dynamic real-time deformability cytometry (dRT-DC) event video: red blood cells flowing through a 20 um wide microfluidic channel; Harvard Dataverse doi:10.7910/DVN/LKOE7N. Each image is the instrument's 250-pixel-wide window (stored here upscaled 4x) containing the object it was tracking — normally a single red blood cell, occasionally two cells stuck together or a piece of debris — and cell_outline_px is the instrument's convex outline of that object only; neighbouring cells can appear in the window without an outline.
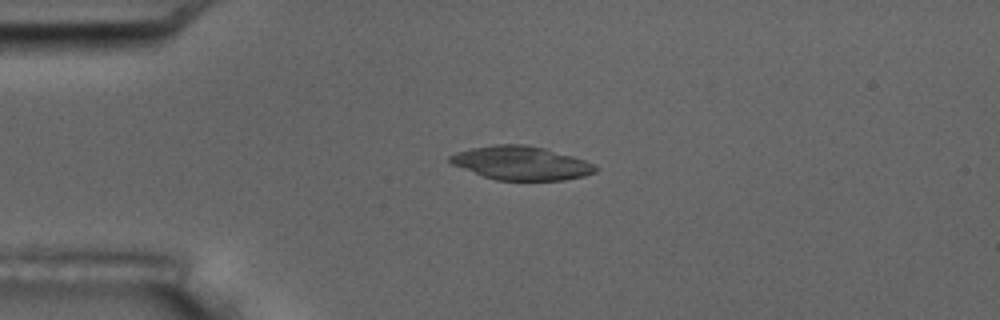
{"species": "common noctule bat (a hibernating species)", "species_latin": "Nyctalus noctula", "temperature_condition": "room temperature", "stored_images_in_passage": 1, "camera_frame_rate_fps": 3000, "um_per_image_px": 0.085, "animal": {"sex": "male", "body_mass_g": 17.5, "forearm_length_mm": 52.3}, "frame": {"image": 1, "passage_image": 1, "time_ms": 0.0, "image_size_px": [1000, 320], "cell_outline_px": [[600, 168], [596, 172], [584, 176], [564, 180], [496, 180], [484, 176], [452, 164], [448, 160], [448, 156], [456, 152], [472, 148], [496, 144], [528, 144], [544, 148], [572, 156], [584, 160]], "centroid_in_image_um": [44.31, 13.86], "position_along_channel_um": 40.7, "area_um2": 28.44}}